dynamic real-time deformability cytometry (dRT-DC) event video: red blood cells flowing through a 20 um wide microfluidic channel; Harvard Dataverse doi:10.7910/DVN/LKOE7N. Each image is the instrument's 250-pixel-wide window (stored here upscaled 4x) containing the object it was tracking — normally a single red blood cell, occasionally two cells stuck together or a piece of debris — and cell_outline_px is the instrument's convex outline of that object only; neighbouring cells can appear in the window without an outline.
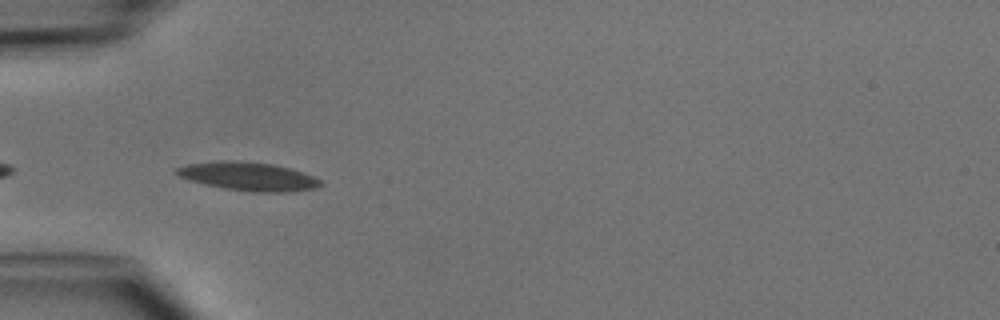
{"species": "common noctule bat (a hibernating species)", "species_latin": "Nyctalus noctula", "temperature_condition": "cold", "stored_images_in_passage": 6, "camera_frame_rate_fps": 3000, "um_per_image_px": 0.085, "animal": {"sex": "male", "body_mass_g": 15.6}, "frame": {"image": 1, "passage_image": 5, "time_ms": 4.667, "image_size_px": [1000, 320], "cell_outline_px": [[324, 184], [316, 188], [288, 192], [252, 192], [224, 188], [188, 180], [176, 176], [176, 168], [184, 164], [216, 160], [240, 160], [272, 164], [288, 168], [312, 176], [320, 180]], "centroid_in_image_um": [21.04, 14.98], "position_along_channel_um": 64.0, "area_um2": 24.04}}